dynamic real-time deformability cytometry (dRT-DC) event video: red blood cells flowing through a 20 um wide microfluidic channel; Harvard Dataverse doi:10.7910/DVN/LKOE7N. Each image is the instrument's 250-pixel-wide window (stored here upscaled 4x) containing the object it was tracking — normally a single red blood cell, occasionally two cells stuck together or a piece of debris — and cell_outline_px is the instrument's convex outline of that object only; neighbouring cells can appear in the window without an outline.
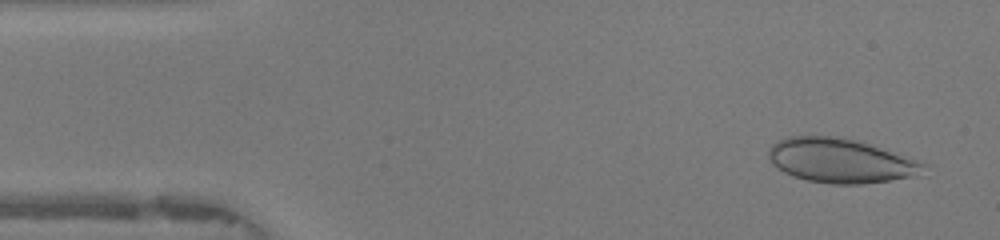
{"species": "human", "species_latin": "Homo sapiens", "temperature_condition": "warm", "stored_images_in_passage": 46, "camera_frame_rate_fps": 3000, "um_per_image_px": 0.085, "donor": {"sex": "female"}, "frame": {"image": 1, "passage_image": 2, "time_ms": 0.333, "image_size_px": [1000, 240], "cell_outline_px": [[928, 164], [924, 176], [860, 184], [832, 184], [808, 180], [792, 176], [784, 172], [772, 164], [768, 156], [768, 148], [776, 140], [788, 136], [840, 136], [856, 140]], "centroid_in_image_um": [71.46, 13.66], "position_along_channel_um": 13.5, "area_um2": 40.34}}
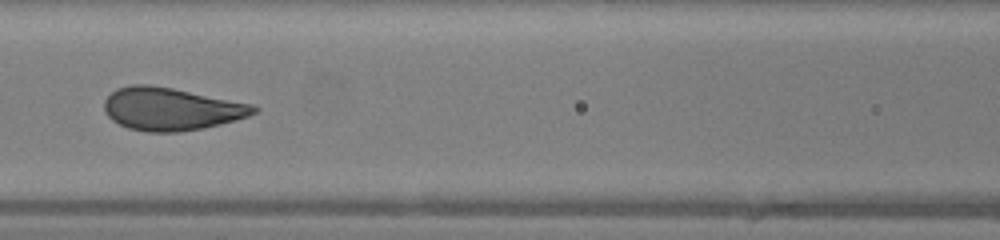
{"frame": {"image": 2, "passage_image": 19, "time_ms": 6.0, "image_size_px": [1000, 240], "cell_outline_px": [[260, 108], [256, 112], [248, 116], [220, 124], [204, 128], [180, 132], [148, 132], [128, 128], [112, 120], [104, 112], [104, 100], [116, 88], [132, 84], [148, 84], [172, 88], [252, 104]], "centroid_in_image_um": [14.52, 9.26], "position_along_channel_um": 152.1, "area_um2": 37.17}}
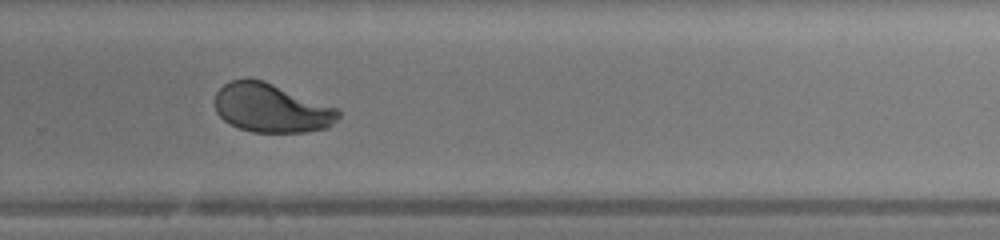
{"frame": {"image": 3, "passage_image": 30, "time_ms": 9.667, "image_size_px": [1000, 240], "cell_outline_px": [[340, 116], [328, 128], [304, 132], [252, 132], [240, 128], [224, 120], [216, 112], [212, 104], [212, 100], [216, 92], [224, 84], [232, 80], [264, 80], [336, 108], [340, 112]], "centroid_in_image_um": [23.02, 9.19], "position_along_channel_um": 306.8, "area_um2": 34.97}, "authors_computed_cell_mechanics": {"area_um2": 37.0209, "velocity_mm_per_s": 4.2403, "shape_relaxation_time_tau1_ms": 4.733, "shape_relaxation_time_tau2_ms": null, "deformation_change_tau1": 0.1888, "deformation_change_tau2": null}}